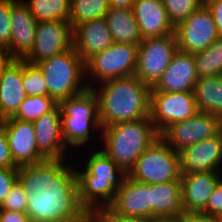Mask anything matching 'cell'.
I'll use <instances>...</instances> for the list:
<instances>
[{"instance_id": "27", "label": "cell", "mask_w": 222, "mask_h": 222, "mask_svg": "<svg viewBox=\"0 0 222 222\" xmlns=\"http://www.w3.org/2000/svg\"><path fill=\"white\" fill-rule=\"evenodd\" d=\"M37 22L69 21L71 0H23Z\"/></svg>"}, {"instance_id": "18", "label": "cell", "mask_w": 222, "mask_h": 222, "mask_svg": "<svg viewBox=\"0 0 222 222\" xmlns=\"http://www.w3.org/2000/svg\"><path fill=\"white\" fill-rule=\"evenodd\" d=\"M10 22V44L5 50L12 59H23L33 47L37 21L23 0H13Z\"/></svg>"}, {"instance_id": "12", "label": "cell", "mask_w": 222, "mask_h": 222, "mask_svg": "<svg viewBox=\"0 0 222 222\" xmlns=\"http://www.w3.org/2000/svg\"><path fill=\"white\" fill-rule=\"evenodd\" d=\"M222 130V120L199 111L192 118L169 125L160 137L177 153L184 148L217 135Z\"/></svg>"}, {"instance_id": "31", "label": "cell", "mask_w": 222, "mask_h": 222, "mask_svg": "<svg viewBox=\"0 0 222 222\" xmlns=\"http://www.w3.org/2000/svg\"><path fill=\"white\" fill-rule=\"evenodd\" d=\"M23 89L27 96H48L47 82L36 64L23 60Z\"/></svg>"}, {"instance_id": "9", "label": "cell", "mask_w": 222, "mask_h": 222, "mask_svg": "<svg viewBox=\"0 0 222 222\" xmlns=\"http://www.w3.org/2000/svg\"><path fill=\"white\" fill-rule=\"evenodd\" d=\"M177 51L178 45L174 33L143 39L138 45L134 75L152 88L166 71Z\"/></svg>"}, {"instance_id": "14", "label": "cell", "mask_w": 222, "mask_h": 222, "mask_svg": "<svg viewBox=\"0 0 222 222\" xmlns=\"http://www.w3.org/2000/svg\"><path fill=\"white\" fill-rule=\"evenodd\" d=\"M107 208L120 217L152 222L150 184L135 181L127 176L123 185L117 189L114 200Z\"/></svg>"}, {"instance_id": "16", "label": "cell", "mask_w": 222, "mask_h": 222, "mask_svg": "<svg viewBox=\"0 0 222 222\" xmlns=\"http://www.w3.org/2000/svg\"><path fill=\"white\" fill-rule=\"evenodd\" d=\"M179 155L181 175L220 172L222 169V130L211 138L184 148Z\"/></svg>"}, {"instance_id": "37", "label": "cell", "mask_w": 222, "mask_h": 222, "mask_svg": "<svg viewBox=\"0 0 222 222\" xmlns=\"http://www.w3.org/2000/svg\"><path fill=\"white\" fill-rule=\"evenodd\" d=\"M90 214L98 221V222H151L148 220L128 218V217H120L111 212L108 208H99L96 209Z\"/></svg>"}, {"instance_id": "2", "label": "cell", "mask_w": 222, "mask_h": 222, "mask_svg": "<svg viewBox=\"0 0 222 222\" xmlns=\"http://www.w3.org/2000/svg\"><path fill=\"white\" fill-rule=\"evenodd\" d=\"M98 97L101 127L135 121L150 115L151 87L135 75L109 79L92 87Z\"/></svg>"}, {"instance_id": "47", "label": "cell", "mask_w": 222, "mask_h": 222, "mask_svg": "<svg viewBox=\"0 0 222 222\" xmlns=\"http://www.w3.org/2000/svg\"><path fill=\"white\" fill-rule=\"evenodd\" d=\"M220 175H221V182H222V169H221V171H220Z\"/></svg>"}, {"instance_id": "24", "label": "cell", "mask_w": 222, "mask_h": 222, "mask_svg": "<svg viewBox=\"0 0 222 222\" xmlns=\"http://www.w3.org/2000/svg\"><path fill=\"white\" fill-rule=\"evenodd\" d=\"M150 204L152 205V222L156 219L184 217L180 180L150 184Z\"/></svg>"}, {"instance_id": "19", "label": "cell", "mask_w": 222, "mask_h": 222, "mask_svg": "<svg viewBox=\"0 0 222 222\" xmlns=\"http://www.w3.org/2000/svg\"><path fill=\"white\" fill-rule=\"evenodd\" d=\"M220 181V172L215 171L181 175L184 214H200L206 208L208 199Z\"/></svg>"}, {"instance_id": "11", "label": "cell", "mask_w": 222, "mask_h": 222, "mask_svg": "<svg viewBox=\"0 0 222 222\" xmlns=\"http://www.w3.org/2000/svg\"><path fill=\"white\" fill-rule=\"evenodd\" d=\"M178 50L196 53L207 49L219 38L211 10L203 3L174 28Z\"/></svg>"}, {"instance_id": "41", "label": "cell", "mask_w": 222, "mask_h": 222, "mask_svg": "<svg viewBox=\"0 0 222 222\" xmlns=\"http://www.w3.org/2000/svg\"><path fill=\"white\" fill-rule=\"evenodd\" d=\"M186 222H222V218L205 216L202 214H189L184 216Z\"/></svg>"}, {"instance_id": "25", "label": "cell", "mask_w": 222, "mask_h": 222, "mask_svg": "<svg viewBox=\"0 0 222 222\" xmlns=\"http://www.w3.org/2000/svg\"><path fill=\"white\" fill-rule=\"evenodd\" d=\"M115 43L139 45L142 41L139 26L132 8H110L105 16Z\"/></svg>"}, {"instance_id": "30", "label": "cell", "mask_w": 222, "mask_h": 222, "mask_svg": "<svg viewBox=\"0 0 222 222\" xmlns=\"http://www.w3.org/2000/svg\"><path fill=\"white\" fill-rule=\"evenodd\" d=\"M57 105L58 103L50 96H26L12 118L34 122L45 113L52 111Z\"/></svg>"}, {"instance_id": "45", "label": "cell", "mask_w": 222, "mask_h": 222, "mask_svg": "<svg viewBox=\"0 0 222 222\" xmlns=\"http://www.w3.org/2000/svg\"><path fill=\"white\" fill-rule=\"evenodd\" d=\"M76 222H98L90 213H87L82 219Z\"/></svg>"}, {"instance_id": "13", "label": "cell", "mask_w": 222, "mask_h": 222, "mask_svg": "<svg viewBox=\"0 0 222 222\" xmlns=\"http://www.w3.org/2000/svg\"><path fill=\"white\" fill-rule=\"evenodd\" d=\"M72 47L73 28L69 21L37 22L33 47L23 60L30 64H37Z\"/></svg>"}, {"instance_id": "8", "label": "cell", "mask_w": 222, "mask_h": 222, "mask_svg": "<svg viewBox=\"0 0 222 222\" xmlns=\"http://www.w3.org/2000/svg\"><path fill=\"white\" fill-rule=\"evenodd\" d=\"M137 52L138 45L114 42L95 54L85 63L88 88L109 79L134 76Z\"/></svg>"}, {"instance_id": "17", "label": "cell", "mask_w": 222, "mask_h": 222, "mask_svg": "<svg viewBox=\"0 0 222 222\" xmlns=\"http://www.w3.org/2000/svg\"><path fill=\"white\" fill-rule=\"evenodd\" d=\"M3 127L12 159L17 166L46 160L38 151L33 122L9 117L4 120Z\"/></svg>"}, {"instance_id": "5", "label": "cell", "mask_w": 222, "mask_h": 222, "mask_svg": "<svg viewBox=\"0 0 222 222\" xmlns=\"http://www.w3.org/2000/svg\"><path fill=\"white\" fill-rule=\"evenodd\" d=\"M58 105L61 110L63 143L68 149H70L69 146L71 147L72 154H75L73 149L75 152L77 149L82 152L81 147L86 146L85 149L87 150L88 147L89 150V146L92 145L93 148L92 142L89 143L91 139H98V146L94 145V148H99L101 135L98 133L101 134L102 127L99 120L98 97L92 88L74 97L61 100ZM94 133L98 135V138L94 136Z\"/></svg>"}, {"instance_id": "44", "label": "cell", "mask_w": 222, "mask_h": 222, "mask_svg": "<svg viewBox=\"0 0 222 222\" xmlns=\"http://www.w3.org/2000/svg\"><path fill=\"white\" fill-rule=\"evenodd\" d=\"M153 222H186L185 217L175 218V219H156Z\"/></svg>"}, {"instance_id": "23", "label": "cell", "mask_w": 222, "mask_h": 222, "mask_svg": "<svg viewBox=\"0 0 222 222\" xmlns=\"http://www.w3.org/2000/svg\"><path fill=\"white\" fill-rule=\"evenodd\" d=\"M23 89V59H11L0 72V115L12 117L26 97Z\"/></svg>"}, {"instance_id": "26", "label": "cell", "mask_w": 222, "mask_h": 222, "mask_svg": "<svg viewBox=\"0 0 222 222\" xmlns=\"http://www.w3.org/2000/svg\"><path fill=\"white\" fill-rule=\"evenodd\" d=\"M193 93L199 111L222 120V75L198 78Z\"/></svg>"}, {"instance_id": "38", "label": "cell", "mask_w": 222, "mask_h": 222, "mask_svg": "<svg viewBox=\"0 0 222 222\" xmlns=\"http://www.w3.org/2000/svg\"><path fill=\"white\" fill-rule=\"evenodd\" d=\"M0 167L18 168L12 159L4 127L0 128Z\"/></svg>"}, {"instance_id": "29", "label": "cell", "mask_w": 222, "mask_h": 222, "mask_svg": "<svg viewBox=\"0 0 222 222\" xmlns=\"http://www.w3.org/2000/svg\"><path fill=\"white\" fill-rule=\"evenodd\" d=\"M198 78L222 75V38H217L203 51L194 53Z\"/></svg>"}, {"instance_id": "10", "label": "cell", "mask_w": 222, "mask_h": 222, "mask_svg": "<svg viewBox=\"0 0 222 222\" xmlns=\"http://www.w3.org/2000/svg\"><path fill=\"white\" fill-rule=\"evenodd\" d=\"M198 112L193 91L150 93L149 117L159 135L169 125L192 118Z\"/></svg>"}, {"instance_id": "35", "label": "cell", "mask_w": 222, "mask_h": 222, "mask_svg": "<svg viewBox=\"0 0 222 222\" xmlns=\"http://www.w3.org/2000/svg\"><path fill=\"white\" fill-rule=\"evenodd\" d=\"M18 181V168L0 167V206Z\"/></svg>"}, {"instance_id": "22", "label": "cell", "mask_w": 222, "mask_h": 222, "mask_svg": "<svg viewBox=\"0 0 222 222\" xmlns=\"http://www.w3.org/2000/svg\"><path fill=\"white\" fill-rule=\"evenodd\" d=\"M132 10L142 40L174 33V27L161 0H135Z\"/></svg>"}, {"instance_id": "36", "label": "cell", "mask_w": 222, "mask_h": 222, "mask_svg": "<svg viewBox=\"0 0 222 222\" xmlns=\"http://www.w3.org/2000/svg\"><path fill=\"white\" fill-rule=\"evenodd\" d=\"M205 216L222 218V182L220 181L214 188L208 199L206 208L200 213Z\"/></svg>"}, {"instance_id": "33", "label": "cell", "mask_w": 222, "mask_h": 222, "mask_svg": "<svg viewBox=\"0 0 222 222\" xmlns=\"http://www.w3.org/2000/svg\"><path fill=\"white\" fill-rule=\"evenodd\" d=\"M0 208L6 211L26 213L27 196L19 181L13 185L10 193L6 196Z\"/></svg>"}, {"instance_id": "39", "label": "cell", "mask_w": 222, "mask_h": 222, "mask_svg": "<svg viewBox=\"0 0 222 222\" xmlns=\"http://www.w3.org/2000/svg\"><path fill=\"white\" fill-rule=\"evenodd\" d=\"M204 3L211 10L219 37L222 38V0H204Z\"/></svg>"}, {"instance_id": "20", "label": "cell", "mask_w": 222, "mask_h": 222, "mask_svg": "<svg viewBox=\"0 0 222 222\" xmlns=\"http://www.w3.org/2000/svg\"><path fill=\"white\" fill-rule=\"evenodd\" d=\"M197 79L194 54L178 50L151 92L193 91Z\"/></svg>"}, {"instance_id": "42", "label": "cell", "mask_w": 222, "mask_h": 222, "mask_svg": "<svg viewBox=\"0 0 222 222\" xmlns=\"http://www.w3.org/2000/svg\"><path fill=\"white\" fill-rule=\"evenodd\" d=\"M135 0H108L110 8H132Z\"/></svg>"}, {"instance_id": "32", "label": "cell", "mask_w": 222, "mask_h": 222, "mask_svg": "<svg viewBox=\"0 0 222 222\" xmlns=\"http://www.w3.org/2000/svg\"><path fill=\"white\" fill-rule=\"evenodd\" d=\"M162 2L169 21L175 28L198 9L204 0H162Z\"/></svg>"}, {"instance_id": "40", "label": "cell", "mask_w": 222, "mask_h": 222, "mask_svg": "<svg viewBox=\"0 0 222 222\" xmlns=\"http://www.w3.org/2000/svg\"><path fill=\"white\" fill-rule=\"evenodd\" d=\"M0 222H31L27 213L6 211L0 208Z\"/></svg>"}, {"instance_id": "28", "label": "cell", "mask_w": 222, "mask_h": 222, "mask_svg": "<svg viewBox=\"0 0 222 222\" xmlns=\"http://www.w3.org/2000/svg\"><path fill=\"white\" fill-rule=\"evenodd\" d=\"M109 9L108 0H71L69 22L73 28L88 20L102 19Z\"/></svg>"}, {"instance_id": "15", "label": "cell", "mask_w": 222, "mask_h": 222, "mask_svg": "<svg viewBox=\"0 0 222 222\" xmlns=\"http://www.w3.org/2000/svg\"><path fill=\"white\" fill-rule=\"evenodd\" d=\"M33 126L38 151L46 160H62L71 158L72 155H74L72 160H77L76 153L71 154V150L63 143L59 105L34 121Z\"/></svg>"}, {"instance_id": "43", "label": "cell", "mask_w": 222, "mask_h": 222, "mask_svg": "<svg viewBox=\"0 0 222 222\" xmlns=\"http://www.w3.org/2000/svg\"><path fill=\"white\" fill-rule=\"evenodd\" d=\"M11 59L12 58L9 56L8 52L5 49L0 48V72Z\"/></svg>"}, {"instance_id": "21", "label": "cell", "mask_w": 222, "mask_h": 222, "mask_svg": "<svg viewBox=\"0 0 222 222\" xmlns=\"http://www.w3.org/2000/svg\"><path fill=\"white\" fill-rule=\"evenodd\" d=\"M113 43L105 18L88 20L73 27V48L85 63Z\"/></svg>"}, {"instance_id": "7", "label": "cell", "mask_w": 222, "mask_h": 222, "mask_svg": "<svg viewBox=\"0 0 222 222\" xmlns=\"http://www.w3.org/2000/svg\"><path fill=\"white\" fill-rule=\"evenodd\" d=\"M128 177L145 184L180 180V155L159 137L137 158Z\"/></svg>"}, {"instance_id": "6", "label": "cell", "mask_w": 222, "mask_h": 222, "mask_svg": "<svg viewBox=\"0 0 222 222\" xmlns=\"http://www.w3.org/2000/svg\"><path fill=\"white\" fill-rule=\"evenodd\" d=\"M36 65L47 82L48 96L57 103L88 89L85 62L73 47Z\"/></svg>"}, {"instance_id": "34", "label": "cell", "mask_w": 222, "mask_h": 222, "mask_svg": "<svg viewBox=\"0 0 222 222\" xmlns=\"http://www.w3.org/2000/svg\"><path fill=\"white\" fill-rule=\"evenodd\" d=\"M13 0H0V48L6 49L10 44V11Z\"/></svg>"}, {"instance_id": "1", "label": "cell", "mask_w": 222, "mask_h": 222, "mask_svg": "<svg viewBox=\"0 0 222 222\" xmlns=\"http://www.w3.org/2000/svg\"><path fill=\"white\" fill-rule=\"evenodd\" d=\"M70 160L18 166V181L27 196L26 213L31 222H76L87 214L79 202L77 173Z\"/></svg>"}, {"instance_id": "3", "label": "cell", "mask_w": 222, "mask_h": 222, "mask_svg": "<svg viewBox=\"0 0 222 222\" xmlns=\"http://www.w3.org/2000/svg\"><path fill=\"white\" fill-rule=\"evenodd\" d=\"M87 154H84L87 156V159L83 158L84 162L80 161L79 165V162L75 161L74 164L79 202L86 212L90 213L99 208H107L112 203L117 189L123 185L128 174L100 148H94L93 151L91 148Z\"/></svg>"}, {"instance_id": "4", "label": "cell", "mask_w": 222, "mask_h": 222, "mask_svg": "<svg viewBox=\"0 0 222 222\" xmlns=\"http://www.w3.org/2000/svg\"><path fill=\"white\" fill-rule=\"evenodd\" d=\"M100 135V150L127 174L143 151L160 137L149 116L106 126Z\"/></svg>"}, {"instance_id": "46", "label": "cell", "mask_w": 222, "mask_h": 222, "mask_svg": "<svg viewBox=\"0 0 222 222\" xmlns=\"http://www.w3.org/2000/svg\"><path fill=\"white\" fill-rule=\"evenodd\" d=\"M4 120H5V119L0 115V128L3 127Z\"/></svg>"}]
</instances>
